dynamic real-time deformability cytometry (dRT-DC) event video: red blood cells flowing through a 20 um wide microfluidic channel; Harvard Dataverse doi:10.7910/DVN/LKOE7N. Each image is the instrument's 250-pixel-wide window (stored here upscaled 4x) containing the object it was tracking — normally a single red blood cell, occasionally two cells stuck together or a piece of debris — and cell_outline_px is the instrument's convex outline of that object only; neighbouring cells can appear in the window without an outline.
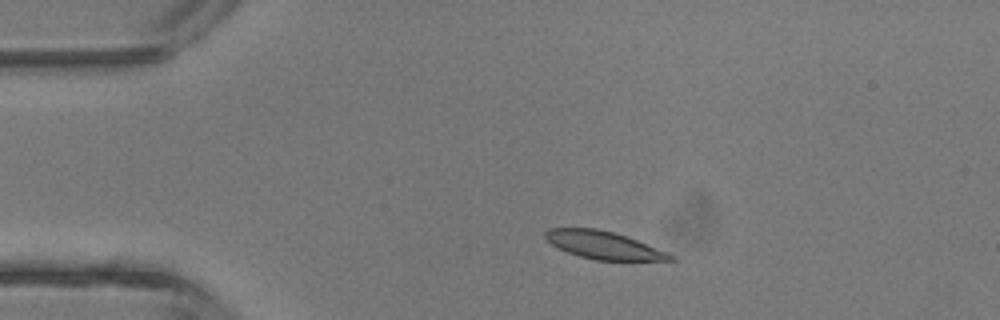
{"species": "common noctule bat (a hibernating species)", "species_latin": "Nyctalus noctula", "temperature_condition": "room temperature", "stored_images_in_passage": 4, "camera_frame_rate_fps": 3000, "um_per_image_px": 0.085, "animal": {"sex": "male", "body_mass_g": 13.3}, "frame": {"image": 1, "passage_image": 2, "time_ms": 1.0, "image_size_px": [1000, 320], "cell_outline_px": [[676, 260], [596, 260], [580, 256], [568, 252], [552, 244], [544, 236], [544, 232], [548, 228], [596, 228], [616, 232], [668, 252], [676, 256]], "centroid_in_image_um": [51.33, 20.83], "position_along_channel_um": 33.7, "area_um2": 20.11}}